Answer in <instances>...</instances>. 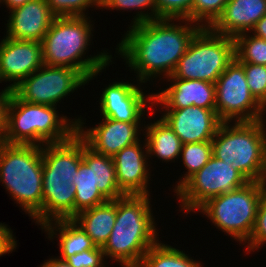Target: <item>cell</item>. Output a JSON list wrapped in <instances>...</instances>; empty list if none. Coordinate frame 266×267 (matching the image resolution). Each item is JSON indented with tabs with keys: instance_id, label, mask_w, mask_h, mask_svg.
I'll return each mask as SVG.
<instances>
[{
	"instance_id": "1",
	"label": "cell",
	"mask_w": 266,
	"mask_h": 267,
	"mask_svg": "<svg viewBox=\"0 0 266 267\" xmlns=\"http://www.w3.org/2000/svg\"><path fill=\"white\" fill-rule=\"evenodd\" d=\"M172 20L175 19L159 18L131 26L117 48L129 67L137 70L141 83L162 72L171 76L193 36L206 27L200 23L198 27H188V23L177 26L170 24Z\"/></svg>"
},
{
	"instance_id": "2",
	"label": "cell",
	"mask_w": 266,
	"mask_h": 267,
	"mask_svg": "<svg viewBox=\"0 0 266 267\" xmlns=\"http://www.w3.org/2000/svg\"><path fill=\"white\" fill-rule=\"evenodd\" d=\"M149 200V195L116 199V221L102 250L104 256L119 261L123 267H137L158 242Z\"/></svg>"
},
{
	"instance_id": "3",
	"label": "cell",
	"mask_w": 266,
	"mask_h": 267,
	"mask_svg": "<svg viewBox=\"0 0 266 267\" xmlns=\"http://www.w3.org/2000/svg\"><path fill=\"white\" fill-rule=\"evenodd\" d=\"M91 30L86 16L55 17L41 42L43 64L74 68L90 81L112 58L101 53L80 59L90 41Z\"/></svg>"
},
{
	"instance_id": "4",
	"label": "cell",
	"mask_w": 266,
	"mask_h": 267,
	"mask_svg": "<svg viewBox=\"0 0 266 267\" xmlns=\"http://www.w3.org/2000/svg\"><path fill=\"white\" fill-rule=\"evenodd\" d=\"M42 147L0 141V181L28 214L42 225Z\"/></svg>"
},
{
	"instance_id": "5",
	"label": "cell",
	"mask_w": 266,
	"mask_h": 267,
	"mask_svg": "<svg viewBox=\"0 0 266 267\" xmlns=\"http://www.w3.org/2000/svg\"><path fill=\"white\" fill-rule=\"evenodd\" d=\"M63 117L59 118L54 106L27 103L11 91L1 141L37 146L41 142L45 145L64 142L77 132V123H68L67 117Z\"/></svg>"
},
{
	"instance_id": "6",
	"label": "cell",
	"mask_w": 266,
	"mask_h": 267,
	"mask_svg": "<svg viewBox=\"0 0 266 267\" xmlns=\"http://www.w3.org/2000/svg\"><path fill=\"white\" fill-rule=\"evenodd\" d=\"M262 122H235L232 127L222 122L211 141L212 155L231 164L248 181H266V133Z\"/></svg>"
},
{
	"instance_id": "7",
	"label": "cell",
	"mask_w": 266,
	"mask_h": 267,
	"mask_svg": "<svg viewBox=\"0 0 266 267\" xmlns=\"http://www.w3.org/2000/svg\"><path fill=\"white\" fill-rule=\"evenodd\" d=\"M266 181H249L231 192L208 199L202 210L217 227L234 239L245 243L253 232Z\"/></svg>"
},
{
	"instance_id": "8",
	"label": "cell",
	"mask_w": 266,
	"mask_h": 267,
	"mask_svg": "<svg viewBox=\"0 0 266 267\" xmlns=\"http://www.w3.org/2000/svg\"><path fill=\"white\" fill-rule=\"evenodd\" d=\"M235 59L233 37L201 27L191 39L186 53L171 74L179 79L216 83L219 76Z\"/></svg>"
},
{
	"instance_id": "9",
	"label": "cell",
	"mask_w": 266,
	"mask_h": 267,
	"mask_svg": "<svg viewBox=\"0 0 266 267\" xmlns=\"http://www.w3.org/2000/svg\"><path fill=\"white\" fill-rule=\"evenodd\" d=\"M215 111L222 122L263 120L265 108L254 98L243 65L235 58L215 83ZM229 121V122H228Z\"/></svg>"
},
{
	"instance_id": "10",
	"label": "cell",
	"mask_w": 266,
	"mask_h": 267,
	"mask_svg": "<svg viewBox=\"0 0 266 267\" xmlns=\"http://www.w3.org/2000/svg\"><path fill=\"white\" fill-rule=\"evenodd\" d=\"M248 182L231 164L212 155L209 161L191 176L176 193L181 199L182 209L188 213L197 210L208 199L231 192Z\"/></svg>"
},
{
	"instance_id": "11",
	"label": "cell",
	"mask_w": 266,
	"mask_h": 267,
	"mask_svg": "<svg viewBox=\"0 0 266 267\" xmlns=\"http://www.w3.org/2000/svg\"><path fill=\"white\" fill-rule=\"evenodd\" d=\"M87 82L74 68L43 64L11 91L27 103L55 106L56 102Z\"/></svg>"
},
{
	"instance_id": "12",
	"label": "cell",
	"mask_w": 266,
	"mask_h": 267,
	"mask_svg": "<svg viewBox=\"0 0 266 267\" xmlns=\"http://www.w3.org/2000/svg\"><path fill=\"white\" fill-rule=\"evenodd\" d=\"M42 147L43 187L73 184L82 162V137L76 132L61 143H48Z\"/></svg>"
},
{
	"instance_id": "13",
	"label": "cell",
	"mask_w": 266,
	"mask_h": 267,
	"mask_svg": "<svg viewBox=\"0 0 266 267\" xmlns=\"http://www.w3.org/2000/svg\"><path fill=\"white\" fill-rule=\"evenodd\" d=\"M43 65L42 45L37 41L5 37L0 43V81H15L12 90Z\"/></svg>"
},
{
	"instance_id": "14",
	"label": "cell",
	"mask_w": 266,
	"mask_h": 267,
	"mask_svg": "<svg viewBox=\"0 0 266 267\" xmlns=\"http://www.w3.org/2000/svg\"><path fill=\"white\" fill-rule=\"evenodd\" d=\"M166 111L162 119L183 144L212 141L222 123L215 109L189 106Z\"/></svg>"
},
{
	"instance_id": "15",
	"label": "cell",
	"mask_w": 266,
	"mask_h": 267,
	"mask_svg": "<svg viewBox=\"0 0 266 267\" xmlns=\"http://www.w3.org/2000/svg\"><path fill=\"white\" fill-rule=\"evenodd\" d=\"M104 118V123L84 131L80 119L77 123V133L85 140L86 145L94 152L113 157L124 147L138 141V123L123 122Z\"/></svg>"
},
{
	"instance_id": "16",
	"label": "cell",
	"mask_w": 266,
	"mask_h": 267,
	"mask_svg": "<svg viewBox=\"0 0 266 267\" xmlns=\"http://www.w3.org/2000/svg\"><path fill=\"white\" fill-rule=\"evenodd\" d=\"M168 78L175 81L161 93L150 95L147 101H152V105L162 104L168 109H181L189 106H198L205 109H215L216 87L214 83L192 80L179 79L172 75Z\"/></svg>"
},
{
	"instance_id": "17",
	"label": "cell",
	"mask_w": 266,
	"mask_h": 267,
	"mask_svg": "<svg viewBox=\"0 0 266 267\" xmlns=\"http://www.w3.org/2000/svg\"><path fill=\"white\" fill-rule=\"evenodd\" d=\"M11 11L7 38L42 42L55 16L46 0H31Z\"/></svg>"
},
{
	"instance_id": "18",
	"label": "cell",
	"mask_w": 266,
	"mask_h": 267,
	"mask_svg": "<svg viewBox=\"0 0 266 267\" xmlns=\"http://www.w3.org/2000/svg\"><path fill=\"white\" fill-rule=\"evenodd\" d=\"M145 95L135 85L116 82L104 89L100 110L105 118L123 122H140L146 107Z\"/></svg>"
},
{
	"instance_id": "19",
	"label": "cell",
	"mask_w": 266,
	"mask_h": 267,
	"mask_svg": "<svg viewBox=\"0 0 266 267\" xmlns=\"http://www.w3.org/2000/svg\"><path fill=\"white\" fill-rule=\"evenodd\" d=\"M146 157L139 141L124 147L112 157L118 187L125 195H149Z\"/></svg>"
},
{
	"instance_id": "20",
	"label": "cell",
	"mask_w": 266,
	"mask_h": 267,
	"mask_svg": "<svg viewBox=\"0 0 266 267\" xmlns=\"http://www.w3.org/2000/svg\"><path fill=\"white\" fill-rule=\"evenodd\" d=\"M265 14L266 0H229L210 28L218 34L234 38L251 31Z\"/></svg>"
},
{
	"instance_id": "21",
	"label": "cell",
	"mask_w": 266,
	"mask_h": 267,
	"mask_svg": "<svg viewBox=\"0 0 266 267\" xmlns=\"http://www.w3.org/2000/svg\"><path fill=\"white\" fill-rule=\"evenodd\" d=\"M73 184L76 189L74 216L78 213L103 204L108 200L100 193L93 177V150L82 138V162L79 165Z\"/></svg>"
},
{
	"instance_id": "22",
	"label": "cell",
	"mask_w": 266,
	"mask_h": 267,
	"mask_svg": "<svg viewBox=\"0 0 266 267\" xmlns=\"http://www.w3.org/2000/svg\"><path fill=\"white\" fill-rule=\"evenodd\" d=\"M98 247L108 241L116 221V199L84 210L72 218Z\"/></svg>"
},
{
	"instance_id": "23",
	"label": "cell",
	"mask_w": 266,
	"mask_h": 267,
	"mask_svg": "<svg viewBox=\"0 0 266 267\" xmlns=\"http://www.w3.org/2000/svg\"><path fill=\"white\" fill-rule=\"evenodd\" d=\"M74 184L67 186L43 187L42 227L48 231L50 238L55 234L51 220L72 219L74 217ZM53 216V217H52Z\"/></svg>"
},
{
	"instance_id": "24",
	"label": "cell",
	"mask_w": 266,
	"mask_h": 267,
	"mask_svg": "<svg viewBox=\"0 0 266 267\" xmlns=\"http://www.w3.org/2000/svg\"><path fill=\"white\" fill-rule=\"evenodd\" d=\"M146 154H156L158 158L170 161L179 157L182 150V141L161 118L146 128Z\"/></svg>"
},
{
	"instance_id": "25",
	"label": "cell",
	"mask_w": 266,
	"mask_h": 267,
	"mask_svg": "<svg viewBox=\"0 0 266 267\" xmlns=\"http://www.w3.org/2000/svg\"><path fill=\"white\" fill-rule=\"evenodd\" d=\"M54 221L56 223L55 228L58 226L59 230L62 260H66L69 256L79 252L93 249L96 246L73 219H58Z\"/></svg>"
},
{
	"instance_id": "26",
	"label": "cell",
	"mask_w": 266,
	"mask_h": 267,
	"mask_svg": "<svg viewBox=\"0 0 266 267\" xmlns=\"http://www.w3.org/2000/svg\"><path fill=\"white\" fill-rule=\"evenodd\" d=\"M200 265V262L193 261L183 251L157 242L137 267H201Z\"/></svg>"
},
{
	"instance_id": "27",
	"label": "cell",
	"mask_w": 266,
	"mask_h": 267,
	"mask_svg": "<svg viewBox=\"0 0 266 267\" xmlns=\"http://www.w3.org/2000/svg\"><path fill=\"white\" fill-rule=\"evenodd\" d=\"M93 177L100 193L107 200L119 199L125 194L119 189L113 159L93 151Z\"/></svg>"
},
{
	"instance_id": "28",
	"label": "cell",
	"mask_w": 266,
	"mask_h": 267,
	"mask_svg": "<svg viewBox=\"0 0 266 267\" xmlns=\"http://www.w3.org/2000/svg\"><path fill=\"white\" fill-rule=\"evenodd\" d=\"M235 58L240 63L266 66V40L246 33L234 37Z\"/></svg>"
},
{
	"instance_id": "29",
	"label": "cell",
	"mask_w": 266,
	"mask_h": 267,
	"mask_svg": "<svg viewBox=\"0 0 266 267\" xmlns=\"http://www.w3.org/2000/svg\"><path fill=\"white\" fill-rule=\"evenodd\" d=\"M180 155L183 157V163L188 172L181 182L179 181L175 192L209 161L212 156V143L206 141L183 144Z\"/></svg>"
},
{
	"instance_id": "30",
	"label": "cell",
	"mask_w": 266,
	"mask_h": 267,
	"mask_svg": "<svg viewBox=\"0 0 266 267\" xmlns=\"http://www.w3.org/2000/svg\"><path fill=\"white\" fill-rule=\"evenodd\" d=\"M229 0H194L191 6V23L206 21L210 28L221 16Z\"/></svg>"
},
{
	"instance_id": "31",
	"label": "cell",
	"mask_w": 266,
	"mask_h": 267,
	"mask_svg": "<svg viewBox=\"0 0 266 267\" xmlns=\"http://www.w3.org/2000/svg\"><path fill=\"white\" fill-rule=\"evenodd\" d=\"M241 64L252 95L266 109V66L252 63Z\"/></svg>"
},
{
	"instance_id": "32",
	"label": "cell",
	"mask_w": 266,
	"mask_h": 267,
	"mask_svg": "<svg viewBox=\"0 0 266 267\" xmlns=\"http://www.w3.org/2000/svg\"><path fill=\"white\" fill-rule=\"evenodd\" d=\"M46 2L55 17L85 16L83 11L90 5L101 7L98 0H46Z\"/></svg>"
},
{
	"instance_id": "33",
	"label": "cell",
	"mask_w": 266,
	"mask_h": 267,
	"mask_svg": "<svg viewBox=\"0 0 266 267\" xmlns=\"http://www.w3.org/2000/svg\"><path fill=\"white\" fill-rule=\"evenodd\" d=\"M194 0H155L157 19L170 18L191 22V6Z\"/></svg>"
},
{
	"instance_id": "34",
	"label": "cell",
	"mask_w": 266,
	"mask_h": 267,
	"mask_svg": "<svg viewBox=\"0 0 266 267\" xmlns=\"http://www.w3.org/2000/svg\"><path fill=\"white\" fill-rule=\"evenodd\" d=\"M101 6L104 8H111V9H144V7L152 10L151 16L147 13H139L137 14L136 19L133 21V25L139 24V23H144L147 21L155 20L157 19V8H156V3L155 0H104L101 3Z\"/></svg>"
},
{
	"instance_id": "35",
	"label": "cell",
	"mask_w": 266,
	"mask_h": 267,
	"mask_svg": "<svg viewBox=\"0 0 266 267\" xmlns=\"http://www.w3.org/2000/svg\"><path fill=\"white\" fill-rule=\"evenodd\" d=\"M266 242V189L260 200L253 232L248 240V250L260 248Z\"/></svg>"
},
{
	"instance_id": "36",
	"label": "cell",
	"mask_w": 266,
	"mask_h": 267,
	"mask_svg": "<svg viewBox=\"0 0 266 267\" xmlns=\"http://www.w3.org/2000/svg\"><path fill=\"white\" fill-rule=\"evenodd\" d=\"M103 258L102 247L95 246L93 249L69 256L66 261L73 267H104Z\"/></svg>"
},
{
	"instance_id": "37",
	"label": "cell",
	"mask_w": 266,
	"mask_h": 267,
	"mask_svg": "<svg viewBox=\"0 0 266 267\" xmlns=\"http://www.w3.org/2000/svg\"><path fill=\"white\" fill-rule=\"evenodd\" d=\"M16 248V241L7 226L0 224V256L13 251Z\"/></svg>"
},
{
	"instance_id": "38",
	"label": "cell",
	"mask_w": 266,
	"mask_h": 267,
	"mask_svg": "<svg viewBox=\"0 0 266 267\" xmlns=\"http://www.w3.org/2000/svg\"><path fill=\"white\" fill-rule=\"evenodd\" d=\"M10 90L5 88L0 93V141L5 131L6 107L10 97Z\"/></svg>"
},
{
	"instance_id": "39",
	"label": "cell",
	"mask_w": 266,
	"mask_h": 267,
	"mask_svg": "<svg viewBox=\"0 0 266 267\" xmlns=\"http://www.w3.org/2000/svg\"><path fill=\"white\" fill-rule=\"evenodd\" d=\"M252 31L254 36L266 40V14L255 24Z\"/></svg>"
},
{
	"instance_id": "40",
	"label": "cell",
	"mask_w": 266,
	"mask_h": 267,
	"mask_svg": "<svg viewBox=\"0 0 266 267\" xmlns=\"http://www.w3.org/2000/svg\"><path fill=\"white\" fill-rule=\"evenodd\" d=\"M41 267H73L66 260L50 259L45 262Z\"/></svg>"
},
{
	"instance_id": "41",
	"label": "cell",
	"mask_w": 266,
	"mask_h": 267,
	"mask_svg": "<svg viewBox=\"0 0 266 267\" xmlns=\"http://www.w3.org/2000/svg\"><path fill=\"white\" fill-rule=\"evenodd\" d=\"M2 1L5 2L6 6L10 8V10H12L14 8L24 5L25 3L31 0H0V2Z\"/></svg>"
}]
</instances>
